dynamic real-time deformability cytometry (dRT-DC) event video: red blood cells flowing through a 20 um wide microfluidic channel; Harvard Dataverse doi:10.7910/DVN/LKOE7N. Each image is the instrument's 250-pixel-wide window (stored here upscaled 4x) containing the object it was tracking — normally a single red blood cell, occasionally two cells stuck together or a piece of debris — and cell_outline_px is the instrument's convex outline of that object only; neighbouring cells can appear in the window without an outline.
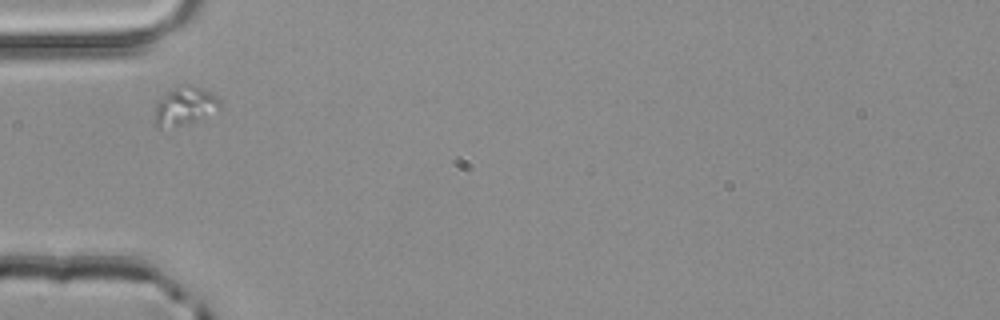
{"species": "common noctule bat (a hibernating species)", "species_latin": "Nyctalus noctula", "temperature_condition": "room temperature", "stored_images_in_passage": 1, "camera_frame_rate_fps": 3000, "um_per_image_px": 0.085, "animal": {"sex": "male", "body_mass_g": 20.4}, "frame": {"image": 1, "passage_image": 1, "time_ms": 0.0, "image_size_px": [1000, 320], "cell_outline_px": [[220, 108], [196, 120], [180, 124], [160, 128], [156, 128], [156, 104], [168, 92], [180, 84], [192, 84], [204, 88], [216, 96], [220, 100]], "centroid_in_image_um": [15.73, 8.96], "position_along_channel_um": 69.3, "area_um2": 14.1}}